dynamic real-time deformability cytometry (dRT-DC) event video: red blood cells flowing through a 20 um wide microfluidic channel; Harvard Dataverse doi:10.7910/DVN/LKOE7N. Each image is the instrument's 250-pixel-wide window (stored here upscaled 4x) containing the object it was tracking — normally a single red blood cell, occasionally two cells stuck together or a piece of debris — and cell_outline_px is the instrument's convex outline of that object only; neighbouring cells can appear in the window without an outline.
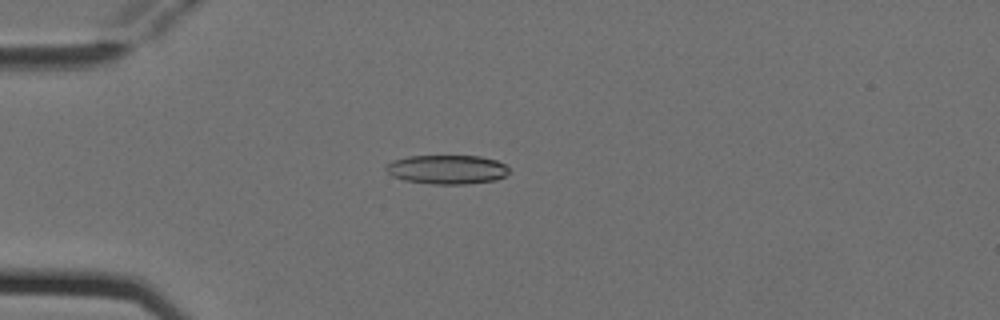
{"species": "Egyptian fruit bat (a non-hibernating species)", "species_latin": "Rousettus aegyptiacus", "temperature_condition": "cold", "stored_images_in_passage": 5, "camera_frame_rate_fps": 3000, "um_per_image_px": 0.085, "animal": {"sex": "female"}, "frame": {"image": 1, "passage_image": 3, "time_ms": 0.667, "image_size_px": [1000, 320], "cell_outline_px": [[508, 172], [504, 176], [496, 180], [464, 184], [432, 184], [404, 180], [392, 176], [384, 168], [384, 164], [392, 160], [408, 156], [480, 156], [496, 160], [504, 164], [508, 168]], "centroid_in_image_um": [37.95, 14.4], "position_along_channel_um": 47.1, "area_um2": 20.92}}
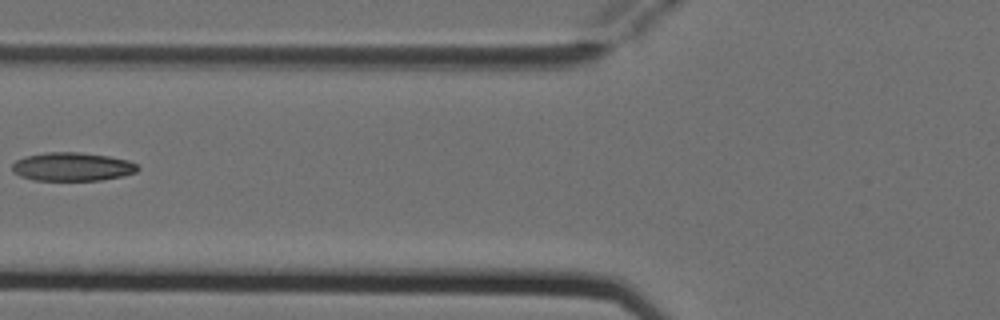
{"frame": {"image": 2, "passage_image": 5, "time_ms": 1.333, "image_size_px": [1000, 320], "cell_outline_px": [[140, 168], [136, 172], [124, 176], [100, 180], [32, 180], [20, 176], [12, 172], [12, 164], [16, 160], [24, 156], [48, 152], [80, 152], [108, 156], [128, 160], [136, 164]], "centroid_in_image_um": [6.13, 14.17], "position_along_channel_um": 119.7, "area_um2": 20.98}}